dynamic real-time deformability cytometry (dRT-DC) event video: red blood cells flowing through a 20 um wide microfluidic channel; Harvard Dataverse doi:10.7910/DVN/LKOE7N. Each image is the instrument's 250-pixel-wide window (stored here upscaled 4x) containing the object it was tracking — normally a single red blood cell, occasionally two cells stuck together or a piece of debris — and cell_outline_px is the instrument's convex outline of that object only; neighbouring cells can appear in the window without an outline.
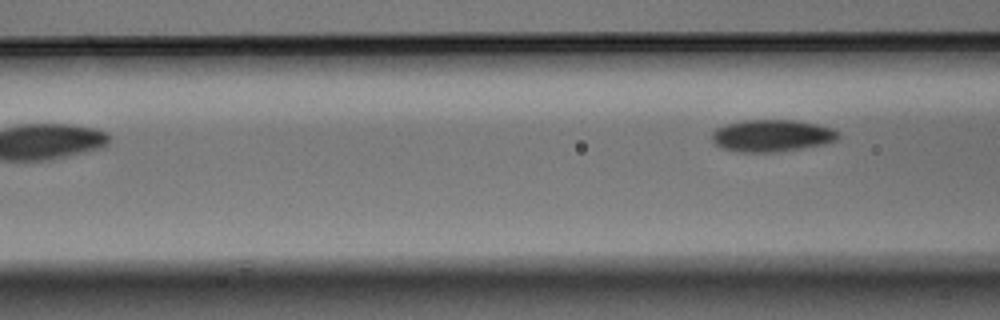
{"species": "Egyptian fruit bat (a non-hibernating species)", "species_latin": "Rousettus aegyptiacus", "temperature_condition": "warm", "stored_images_in_passage": 5, "camera_frame_rate_fps": 3000, "um_per_image_px": 0.085, "animal": {"sex": "male"}, "frame": {"image": 1, "passage_image": 5, "time_ms": 1.333, "image_size_px": [1000, 320], "cell_outline_px": [[840, 136], [836, 140], [824, 144], [780, 152], [736, 152], [720, 148], [712, 140], [712, 132], [716, 128], [724, 124], [744, 120], [796, 120], [816, 124], [832, 128], [840, 132]], "centroid_in_image_um": [65.59, 11.53], "position_along_channel_um": 101.0, "area_um2": 23.87}}